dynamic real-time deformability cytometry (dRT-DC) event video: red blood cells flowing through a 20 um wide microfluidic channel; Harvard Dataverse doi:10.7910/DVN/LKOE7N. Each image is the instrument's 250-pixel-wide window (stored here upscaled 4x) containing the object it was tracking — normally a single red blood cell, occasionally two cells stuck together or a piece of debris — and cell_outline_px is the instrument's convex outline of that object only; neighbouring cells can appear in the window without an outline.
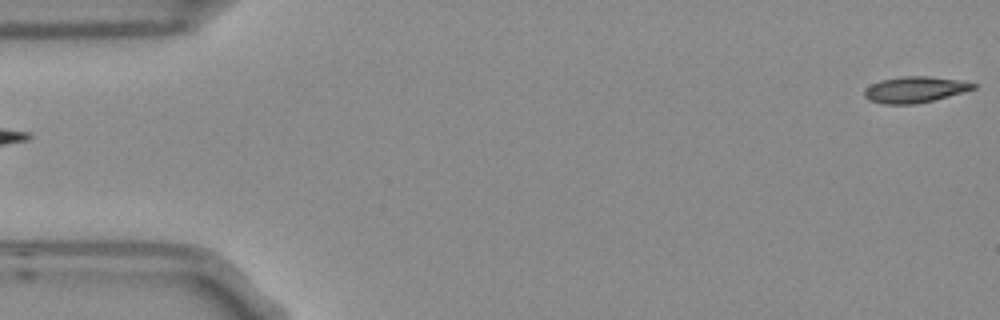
{"species": "Egyptian fruit bat (a non-hibernating species)", "species_latin": "Rousettus aegyptiacus", "temperature_condition": "room temperature", "stored_images_in_passage": 5, "segment_of_instrument_passage": [2, 2], "camera_frame_rate_fps": 3000, "um_per_image_px": 0.085, "frame": {"image": 1, "passage_image": 5, "time_ms": 1.333, "image_size_px": [1000, 320], "cell_outline_px": [[976, 88], [964, 92], [932, 100], [912, 104], [884, 104], [868, 100], [864, 96], [864, 92], [872, 84], [880, 80], [904, 76], [928, 76], [956, 80], [976, 84]], "centroid_in_image_um": [77.74, 7.62], "position_along_channel_um": 7.3, "area_um2": 16.24}}